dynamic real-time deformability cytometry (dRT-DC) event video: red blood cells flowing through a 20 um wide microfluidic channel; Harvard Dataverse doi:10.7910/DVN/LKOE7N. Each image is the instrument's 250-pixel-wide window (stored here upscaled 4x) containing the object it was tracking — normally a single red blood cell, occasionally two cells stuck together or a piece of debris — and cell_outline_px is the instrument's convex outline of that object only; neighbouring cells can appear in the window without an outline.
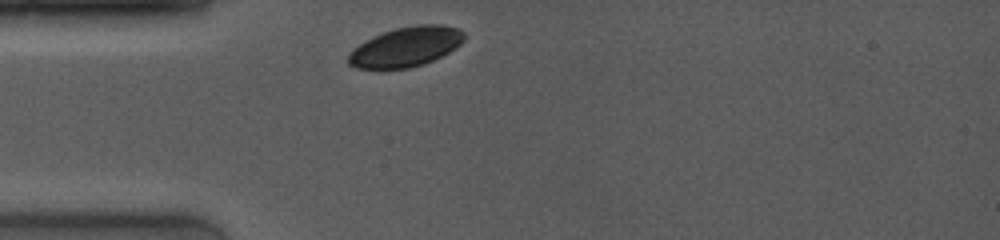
{"species": "common noctule bat (a hibernating species)", "species_latin": "Nyctalus noctula", "temperature_condition": "room temperature", "stored_images_in_passage": 4, "camera_frame_rate_fps": 4000, "um_per_image_px": 0.085, "animal": {"sex": "female", "body_mass_g": 19.0, "forearm_length_mm": 53.3}, "frame": {"image": 1, "passage_image": 1, "time_ms": 0.0, "image_size_px": [1000, 240], "cell_outline_px": [[464, 40], [460, 44], [448, 52], [424, 64], [408, 68], [356, 68], [348, 64], [348, 56], [360, 44], [384, 32], [396, 28], [420, 24], [440, 24], [456, 28], [464, 32]], "centroid_in_image_um": [34.53, 3.98], "position_along_channel_um": 50.5, "area_um2": 26.18}}
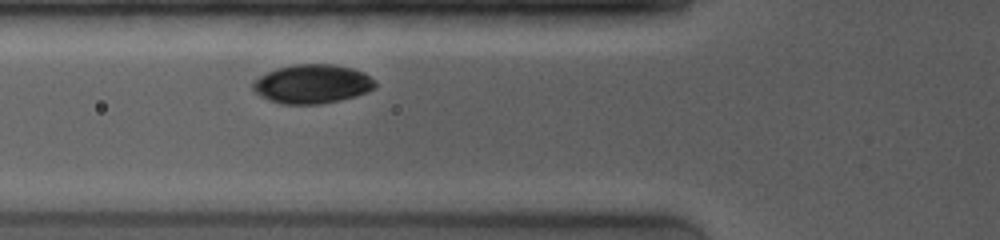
{"frame": {"image": 2, "passage_image": 4, "time_ms": 1.5, "image_size_px": [1000, 240], "cell_outline_px": [[376, 88], [368, 92], [356, 96], [340, 100], [320, 104], [280, 104], [268, 100], [260, 96], [252, 88], [252, 80], [276, 68], [296, 64], [332, 64], [352, 68], [364, 72], [376, 80]], "centroid_in_image_um": [26.55, 7.14], "position_along_channel_um": 99.2, "area_um2": 28.09}}